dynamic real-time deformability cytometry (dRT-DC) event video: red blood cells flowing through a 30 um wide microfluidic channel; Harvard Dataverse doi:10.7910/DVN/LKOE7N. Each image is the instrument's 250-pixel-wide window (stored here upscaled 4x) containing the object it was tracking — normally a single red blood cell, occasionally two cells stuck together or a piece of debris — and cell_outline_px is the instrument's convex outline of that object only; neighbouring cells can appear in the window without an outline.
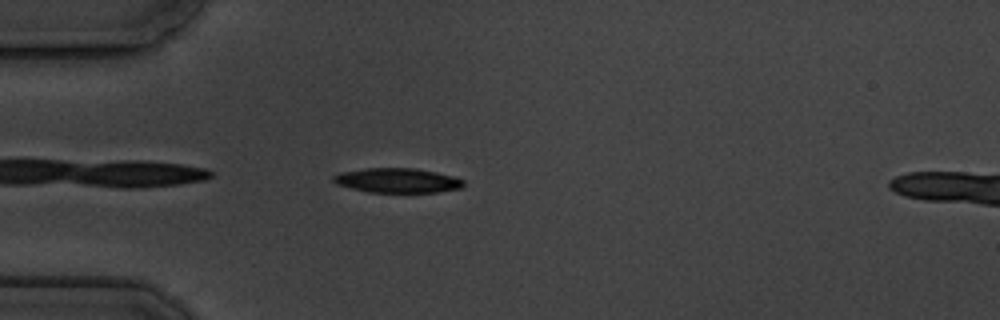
{"species": "common noctule bat (a hibernating species)", "species_latin": "Nyctalus noctula", "temperature_condition": "cold", "stored_images_in_passage": 5, "camera_frame_rate_fps": 3000, "um_per_image_px": 0.085, "animal": {"sex": "male", "body_mass_g": 19.5, "forearm_length_mm": 54.6}, "frame": {"image": 1, "passage_image": 4, "time_ms": 4.333, "image_size_px": [1000, 320], "cell_outline_px": [[464, 184], [460, 188], [436, 192], [368, 192], [336, 184], [332, 180], [332, 176], [340, 172], [364, 168], [416, 168], [436, 172], [452, 176], [464, 180]], "centroid_in_image_um": [33.74, 15.33], "position_along_channel_um": 51.3, "area_um2": 18.61}}